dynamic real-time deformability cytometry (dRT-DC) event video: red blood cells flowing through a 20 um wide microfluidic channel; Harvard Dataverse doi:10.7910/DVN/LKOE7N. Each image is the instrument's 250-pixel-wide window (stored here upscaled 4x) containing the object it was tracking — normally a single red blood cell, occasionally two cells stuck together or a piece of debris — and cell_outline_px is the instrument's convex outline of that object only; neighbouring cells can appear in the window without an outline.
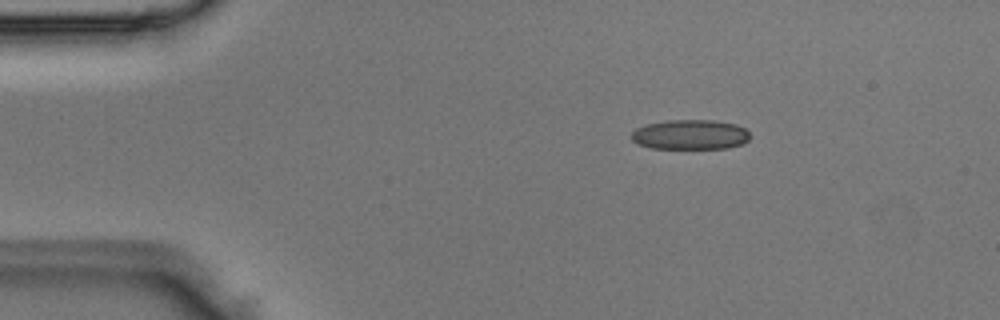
{"species": "Egyptian fruit bat (a non-hibernating species)", "species_latin": "Rousettus aegyptiacus", "temperature_condition": "room temperature", "stored_images_in_passage": 3, "camera_frame_rate_fps": 3000, "um_per_image_px": 0.085, "animal": {"sex": "male"}, "frame": {"image": 1, "passage_image": 2, "time_ms": 0.333, "image_size_px": [1000, 320], "cell_outline_px": [[752, 136], [748, 140], [740, 144], [728, 148], [652, 148], [640, 144], [632, 140], [632, 132], [636, 128], [648, 124], [668, 120], [716, 120], [736, 124], [744, 128]], "centroid_in_image_um": [58.71, 11.43], "position_along_channel_um": 26.3, "area_um2": 20.52}}